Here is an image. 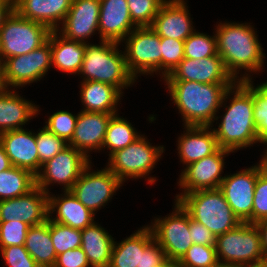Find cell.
Masks as SVG:
<instances>
[{
	"instance_id": "1",
	"label": "cell",
	"mask_w": 267,
	"mask_h": 267,
	"mask_svg": "<svg viewBox=\"0 0 267 267\" xmlns=\"http://www.w3.org/2000/svg\"><path fill=\"white\" fill-rule=\"evenodd\" d=\"M241 81L232 86L234 97L226 106L218 128L212 129L221 149L232 153L236 150L260 143L254 123V86L252 77L245 73ZM235 90V91H234ZM235 92V93H234Z\"/></svg>"
},
{
	"instance_id": "2",
	"label": "cell",
	"mask_w": 267,
	"mask_h": 267,
	"mask_svg": "<svg viewBox=\"0 0 267 267\" xmlns=\"http://www.w3.org/2000/svg\"><path fill=\"white\" fill-rule=\"evenodd\" d=\"M171 100L183 117L184 126H212L216 112L230 98L234 84H203L193 81H165Z\"/></svg>"
},
{
	"instance_id": "3",
	"label": "cell",
	"mask_w": 267,
	"mask_h": 267,
	"mask_svg": "<svg viewBox=\"0 0 267 267\" xmlns=\"http://www.w3.org/2000/svg\"><path fill=\"white\" fill-rule=\"evenodd\" d=\"M217 54L236 81H241L239 71L259 72L265 55L258 35L249 23H221L216 26Z\"/></svg>"
},
{
	"instance_id": "4",
	"label": "cell",
	"mask_w": 267,
	"mask_h": 267,
	"mask_svg": "<svg viewBox=\"0 0 267 267\" xmlns=\"http://www.w3.org/2000/svg\"><path fill=\"white\" fill-rule=\"evenodd\" d=\"M100 42V45L86 43L83 63L78 74L85 76L83 81L106 83L122 92V89L132 86L136 81L126 67L124 52L118 50V42Z\"/></svg>"
},
{
	"instance_id": "5",
	"label": "cell",
	"mask_w": 267,
	"mask_h": 267,
	"mask_svg": "<svg viewBox=\"0 0 267 267\" xmlns=\"http://www.w3.org/2000/svg\"><path fill=\"white\" fill-rule=\"evenodd\" d=\"M175 197L193 220L206 226L216 237L241 223L219 188L179 194Z\"/></svg>"
},
{
	"instance_id": "6",
	"label": "cell",
	"mask_w": 267,
	"mask_h": 267,
	"mask_svg": "<svg viewBox=\"0 0 267 267\" xmlns=\"http://www.w3.org/2000/svg\"><path fill=\"white\" fill-rule=\"evenodd\" d=\"M216 252L221 266H247L267 263L261 237L255 224L241 222L216 237Z\"/></svg>"
},
{
	"instance_id": "7",
	"label": "cell",
	"mask_w": 267,
	"mask_h": 267,
	"mask_svg": "<svg viewBox=\"0 0 267 267\" xmlns=\"http://www.w3.org/2000/svg\"><path fill=\"white\" fill-rule=\"evenodd\" d=\"M50 33L47 26L24 18L13 9L0 30V60L38 49L48 41Z\"/></svg>"
},
{
	"instance_id": "8",
	"label": "cell",
	"mask_w": 267,
	"mask_h": 267,
	"mask_svg": "<svg viewBox=\"0 0 267 267\" xmlns=\"http://www.w3.org/2000/svg\"><path fill=\"white\" fill-rule=\"evenodd\" d=\"M166 255L146 225L120 243L114 242L109 267H157Z\"/></svg>"
},
{
	"instance_id": "9",
	"label": "cell",
	"mask_w": 267,
	"mask_h": 267,
	"mask_svg": "<svg viewBox=\"0 0 267 267\" xmlns=\"http://www.w3.org/2000/svg\"><path fill=\"white\" fill-rule=\"evenodd\" d=\"M146 139L141 135L126 148L109 156L107 168L122 182L128 178L149 176L156 162L160 160L164 147L152 146Z\"/></svg>"
},
{
	"instance_id": "10",
	"label": "cell",
	"mask_w": 267,
	"mask_h": 267,
	"mask_svg": "<svg viewBox=\"0 0 267 267\" xmlns=\"http://www.w3.org/2000/svg\"><path fill=\"white\" fill-rule=\"evenodd\" d=\"M124 40L126 67L135 79L161 71L160 36L151 27H136Z\"/></svg>"
},
{
	"instance_id": "11",
	"label": "cell",
	"mask_w": 267,
	"mask_h": 267,
	"mask_svg": "<svg viewBox=\"0 0 267 267\" xmlns=\"http://www.w3.org/2000/svg\"><path fill=\"white\" fill-rule=\"evenodd\" d=\"M174 205L171 214L163 219H154L149 227L166 258L180 261L193 241L189 233V213L178 201L175 200Z\"/></svg>"
},
{
	"instance_id": "12",
	"label": "cell",
	"mask_w": 267,
	"mask_h": 267,
	"mask_svg": "<svg viewBox=\"0 0 267 267\" xmlns=\"http://www.w3.org/2000/svg\"><path fill=\"white\" fill-rule=\"evenodd\" d=\"M89 164H91L89 158L68 145L55 157L42 164L41 171L36 175V186L47 194H49L47 187L52 183L63 185L64 191H70Z\"/></svg>"
},
{
	"instance_id": "13",
	"label": "cell",
	"mask_w": 267,
	"mask_h": 267,
	"mask_svg": "<svg viewBox=\"0 0 267 267\" xmlns=\"http://www.w3.org/2000/svg\"><path fill=\"white\" fill-rule=\"evenodd\" d=\"M4 64V79L7 87H21L37 82L44 77L52 65L51 33L48 41L31 52L6 58Z\"/></svg>"
},
{
	"instance_id": "14",
	"label": "cell",
	"mask_w": 267,
	"mask_h": 267,
	"mask_svg": "<svg viewBox=\"0 0 267 267\" xmlns=\"http://www.w3.org/2000/svg\"><path fill=\"white\" fill-rule=\"evenodd\" d=\"M91 170L89 164L79 176L70 190L73 195L90 211L95 214L109 200L120 186L122 182L107 167L95 172Z\"/></svg>"
},
{
	"instance_id": "15",
	"label": "cell",
	"mask_w": 267,
	"mask_h": 267,
	"mask_svg": "<svg viewBox=\"0 0 267 267\" xmlns=\"http://www.w3.org/2000/svg\"><path fill=\"white\" fill-rule=\"evenodd\" d=\"M259 172L258 165H254L232 175H226L220 184L219 189L241 222L252 224L253 196Z\"/></svg>"
},
{
	"instance_id": "16",
	"label": "cell",
	"mask_w": 267,
	"mask_h": 267,
	"mask_svg": "<svg viewBox=\"0 0 267 267\" xmlns=\"http://www.w3.org/2000/svg\"><path fill=\"white\" fill-rule=\"evenodd\" d=\"M163 79L164 81H193L203 84H235L237 82L228 72L218 54L201 59L184 57Z\"/></svg>"
},
{
	"instance_id": "17",
	"label": "cell",
	"mask_w": 267,
	"mask_h": 267,
	"mask_svg": "<svg viewBox=\"0 0 267 267\" xmlns=\"http://www.w3.org/2000/svg\"><path fill=\"white\" fill-rule=\"evenodd\" d=\"M231 151L219 148L215 153L193 162L183 169L178 185L184 189L181 194L220 187L224 169V157Z\"/></svg>"
},
{
	"instance_id": "18",
	"label": "cell",
	"mask_w": 267,
	"mask_h": 267,
	"mask_svg": "<svg viewBox=\"0 0 267 267\" xmlns=\"http://www.w3.org/2000/svg\"><path fill=\"white\" fill-rule=\"evenodd\" d=\"M48 218V194L37 186L25 195L0 200V222L16 220L36 226Z\"/></svg>"
},
{
	"instance_id": "19",
	"label": "cell",
	"mask_w": 267,
	"mask_h": 267,
	"mask_svg": "<svg viewBox=\"0 0 267 267\" xmlns=\"http://www.w3.org/2000/svg\"><path fill=\"white\" fill-rule=\"evenodd\" d=\"M99 12L100 0H72L63 27L57 32L66 39L87 43L96 30L99 34Z\"/></svg>"
},
{
	"instance_id": "20",
	"label": "cell",
	"mask_w": 267,
	"mask_h": 267,
	"mask_svg": "<svg viewBox=\"0 0 267 267\" xmlns=\"http://www.w3.org/2000/svg\"><path fill=\"white\" fill-rule=\"evenodd\" d=\"M113 114L101 112L78 113L73 137L68 145L76 148L87 158L91 150H101L109 121Z\"/></svg>"
},
{
	"instance_id": "21",
	"label": "cell",
	"mask_w": 267,
	"mask_h": 267,
	"mask_svg": "<svg viewBox=\"0 0 267 267\" xmlns=\"http://www.w3.org/2000/svg\"><path fill=\"white\" fill-rule=\"evenodd\" d=\"M189 14L184 0H166L150 27L160 37L185 41L195 31Z\"/></svg>"
},
{
	"instance_id": "22",
	"label": "cell",
	"mask_w": 267,
	"mask_h": 267,
	"mask_svg": "<svg viewBox=\"0 0 267 267\" xmlns=\"http://www.w3.org/2000/svg\"><path fill=\"white\" fill-rule=\"evenodd\" d=\"M0 141L12 166L26 169L35 176L39 173V155L34 132L26 129L2 132Z\"/></svg>"
},
{
	"instance_id": "23",
	"label": "cell",
	"mask_w": 267,
	"mask_h": 267,
	"mask_svg": "<svg viewBox=\"0 0 267 267\" xmlns=\"http://www.w3.org/2000/svg\"><path fill=\"white\" fill-rule=\"evenodd\" d=\"M136 27L130 17L127 0H100V40L121 43Z\"/></svg>"
},
{
	"instance_id": "24",
	"label": "cell",
	"mask_w": 267,
	"mask_h": 267,
	"mask_svg": "<svg viewBox=\"0 0 267 267\" xmlns=\"http://www.w3.org/2000/svg\"><path fill=\"white\" fill-rule=\"evenodd\" d=\"M71 3L72 0H13V9L22 17L41 23L51 31H57L70 10Z\"/></svg>"
},
{
	"instance_id": "25",
	"label": "cell",
	"mask_w": 267,
	"mask_h": 267,
	"mask_svg": "<svg viewBox=\"0 0 267 267\" xmlns=\"http://www.w3.org/2000/svg\"><path fill=\"white\" fill-rule=\"evenodd\" d=\"M185 127L186 133L178 138L177 150L180 162L186 166L215 153L220 148L212 126Z\"/></svg>"
},
{
	"instance_id": "26",
	"label": "cell",
	"mask_w": 267,
	"mask_h": 267,
	"mask_svg": "<svg viewBox=\"0 0 267 267\" xmlns=\"http://www.w3.org/2000/svg\"><path fill=\"white\" fill-rule=\"evenodd\" d=\"M63 192L62 197L48 194L49 219L79 230L93 224L95 214L86 208L71 191ZM54 212L57 214L55 218L52 217Z\"/></svg>"
},
{
	"instance_id": "27",
	"label": "cell",
	"mask_w": 267,
	"mask_h": 267,
	"mask_svg": "<svg viewBox=\"0 0 267 267\" xmlns=\"http://www.w3.org/2000/svg\"><path fill=\"white\" fill-rule=\"evenodd\" d=\"M39 111L35 104L8 88L0 94V133L23 129Z\"/></svg>"
},
{
	"instance_id": "28",
	"label": "cell",
	"mask_w": 267,
	"mask_h": 267,
	"mask_svg": "<svg viewBox=\"0 0 267 267\" xmlns=\"http://www.w3.org/2000/svg\"><path fill=\"white\" fill-rule=\"evenodd\" d=\"M80 93L85 107L81 111L113 115L117 113V105L123 94L117 87L98 81H82Z\"/></svg>"
},
{
	"instance_id": "29",
	"label": "cell",
	"mask_w": 267,
	"mask_h": 267,
	"mask_svg": "<svg viewBox=\"0 0 267 267\" xmlns=\"http://www.w3.org/2000/svg\"><path fill=\"white\" fill-rule=\"evenodd\" d=\"M113 237L95 222L81 230V248L91 267H109Z\"/></svg>"
},
{
	"instance_id": "30",
	"label": "cell",
	"mask_w": 267,
	"mask_h": 267,
	"mask_svg": "<svg viewBox=\"0 0 267 267\" xmlns=\"http://www.w3.org/2000/svg\"><path fill=\"white\" fill-rule=\"evenodd\" d=\"M85 50L86 43L66 39L57 31H51L52 65L55 68L69 74L79 73Z\"/></svg>"
},
{
	"instance_id": "31",
	"label": "cell",
	"mask_w": 267,
	"mask_h": 267,
	"mask_svg": "<svg viewBox=\"0 0 267 267\" xmlns=\"http://www.w3.org/2000/svg\"><path fill=\"white\" fill-rule=\"evenodd\" d=\"M24 246L39 267L54 266L57 254L51 241L49 218L40 225L29 227Z\"/></svg>"
},
{
	"instance_id": "32",
	"label": "cell",
	"mask_w": 267,
	"mask_h": 267,
	"mask_svg": "<svg viewBox=\"0 0 267 267\" xmlns=\"http://www.w3.org/2000/svg\"><path fill=\"white\" fill-rule=\"evenodd\" d=\"M36 186V176L30 171L12 166L0 172V200L27 194Z\"/></svg>"
},
{
	"instance_id": "33",
	"label": "cell",
	"mask_w": 267,
	"mask_h": 267,
	"mask_svg": "<svg viewBox=\"0 0 267 267\" xmlns=\"http://www.w3.org/2000/svg\"><path fill=\"white\" fill-rule=\"evenodd\" d=\"M139 135L136 129L133 127L129 121L125 120L116 113L111 116L109 121L105 140L102 146L103 148H108L110 150L109 156L137 140Z\"/></svg>"
},
{
	"instance_id": "34",
	"label": "cell",
	"mask_w": 267,
	"mask_h": 267,
	"mask_svg": "<svg viewBox=\"0 0 267 267\" xmlns=\"http://www.w3.org/2000/svg\"><path fill=\"white\" fill-rule=\"evenodd\" d=\"M217 54L215 34L209 36L195 31L184 41V57L190 59H201L212 57Z\"/></svg>"
},
{
	"instance_id": "35",
	"label": "cell",
	"mask_w": 267,
	"mask_h": 267,
	"mask_svg": "<svg viewBox=\"0 0 267 267\" xmlns=\"http://www.w3.org/2000/svg\"><path fill=\"white\" fill-rule=\"evenodd\" d=\"M51 241L56 254L81 247V230L50 220Z\"/></svg>"
},
{
	"instance_id": "36",
	"label": "cell",
	"mask_w": 267,
	"mask_h": 267,
	"mask_svg": "<svg viewBox=\"0 0 267 267\" xmlns=\"http://www.w3.org/2000/svg\"><path fill=\"white\" fill-rule=\"evenodd\" d=\"M181 267H220L214 245L192 244L179 261Z\"/></svg>"
},
{
	"instance_id": "37",
	"label": "cell",
	"mask_w": 267,
	"mask_h": 267,
	"mask_svg": "<svg viewBox=\"0 0 267 267\" xmlns=\"http://www.w3.org/2000/svg\"><path fill=\"white\" fill-rule=\"evenodd\" d=\"M166 0H127L132 22L137 27H150Z\"/></svg>"
},
{
	"instance_id": "38",
	"label": "cell",
	"mask_w": 267,
	"mask_h": 267,
	"mask_svg": "<svg viewBox=\"0 0 267 267\" xmlns=\"http://www.w3.org/2000/svg\"><path fill=\"white\" fill-rule=\"evenodd\" d=\"M35 139L39 155V172L41 171L42 164L55 157L68 146V143L64 139L56 136L46 127H43L39 132L35 133Z\"/></svg>"
},
{
	"instance_id": "39",
	"label": "cell",
	"mask_w": 267,
	"mask_h": 267,
	"mask_svg": "<svg viewBox=\"0 0 267 267\" xmlns=\"http://www.w3.org/2000/svg\"><path fill=\"white\" fill-rule=\"evenodd\" d=\"M161 72L166 77L184 58V41L160 37ZM164 70V71H163Z\"/></svg>"
},
{
	"instance_id": "40",
	"label": "cell",
	"mask_w": 267,
	"mask_h": 267,
	"mask_svg": "<svg viewBox=\"0 0 267 267\" xmlns=\"http://www.w3.org/2000/svg\"><path fill=\"white\" fill-rule=\"evenodd\" d=\"M254 123L259 142L267 145V81L254 86Z\"/></svg>"
},
{
	"instance_id": "41",
	"label": "cell",
	"mask_w": 267,
	"mask_h": 267,
	"mask_svg": "<svg viewBox=\"0 0 267 267\" xmlns=\"http://www.w3.org/2000/svg\"><path fill=\"white\" fill-rule=\"evenodd\" d=\"M77 117L78 114L74 116L69 111H57L49 116L44 127L69 143L73 137Z\"/></svg>"
},
{
	"instance_id": "42",
	"label": "cell",
	"mask_w": 267,
	"mask_h": 267,
	"mask_svg": "<svg viewBox=\"0 0 267 267\" xmlns=\"http://www.w3.org/2000/svg\"><path fill=\"white\" fill-rule=\"evenodd\" d=\"M29 227L22 221L0 222V249L12 245H25Z\"/></svg>"
},
{
	"instance_id": "43",
	"label": "cell",
	"mask_w": 267,
	"mask_h": 267,
	"mask_svg": "<svg viewBox=\"0 0 267 267\" xmlns=\"http://www.w3.org/2000/svg\"><path fill=\"white\" fill-rule=\"evenodd\" d=\"M267 218V177L258 173L252 208V224Z\"/></svg>"
},
{
	"instance_id": "44",
	"label": "cell",
	"mask_w": 267,
	"mask_h": 267,
	"mask_svg": "<svg viewBox=\"0 0 267 267\" xmlns=\"http://www.w3.org/2000/svg\"><path fill=\"white\" fill-rule=\"evenodd\" d=\"M5 265L9 267H39L24 245H12L0 249Z\"/></svg>"
},
{
	"instance_id": "45",
	"label": "cell",
	"mask_w": 267,
	"mask_h": 267,
	"mask_svg": "<svg viewBox=\"0 0 267 267\" xmlns=\"http://www.w3.org/2000/svg\"><path fill=\"white\" fill-rule=\"evenodd\" d=\"M53 267H91L81 247L67 250L57 255Z\"/></svg>"
},
{
	"instance_id": "46",
	"label": "cell",
	"mask_w": 267,
	"mask_h": 267,
	"mask_svg": "<svg viewBox=\"0 0 267 267\" xmlns=\"http://www.w3.org/2000/svg\"><path fill=\"white\" fill-rule=\"evenodd\" d=\"M189 233L193 244L216 245V236L203 224L193 220L189 215Z\"/></svg>"
},
{
	"instance_id": "47",
	"label": "cell",
	"mask_w": 267,
	"mask_h": 267,
	"mask_svg": "<svg viewBox=\"0 0 267 267\" xmlns=\"http://www.w3.org/2000/svg\"><path fill=\"white\" fill-rule=\"evenodd\" d=\"M255 225L257 226L260 233L262 250L267 262V218L255 223Z\"/></svg>"
},
{
	"instance_id": "48",
	"label": "cell",
	"mask_w": 267,
	"mask_h": 267,
	"mask_svg": "<svg viewBox=\"0 0 267 267\" xmlns=\"http://www.w3.org/2000/svg\"><path fill=\"white\" fill-rule=\"evenodd\" d=\"M12 10H13V0H6L0 6V30L3 26L4 20L11 13Z\"/></svg>"
},
{
	"instance_id": "49",
	"label": "cell",
	"mask_w": 267,
	"mask_h": 267,
	"mask_svg": "<svg viewBox=\"0 0 267 267\" xmlns=\"http://www.w3.org/2000/svg\"><path fill=\"white\" fill-rule=\"evenodd\" d=\"M12 167L9 157L6 155L5 149L0 141V172L8 170Z\"/></svg>"
},
{
	"instance_id": "50",
	"label": "cell",
	"mask_w": 267,
	"mask_h": 267,
	"mask_svg": "<svg viewBox=\"0 0 267 267\" xmlns=\"http://www.w3.org/2000/svg\"><path fill=\"white\" fill-rule=\"evenodd\" d=\"M8 89L5 79H4V64L0 60V94Z\"/></svg>"
},
{
	"instance_id": "51",
	"label": "cell",
	"mask_w": 267,
	"mask_h": 267,
	"mask_svg": "<svg viewBox=\"0 0 267 267\" xmlns=\"http://www.w3.org/2000/svg\"><path fill=\"white\" fill-rule=\"evenodd\" d=\"M264 156L262 160L259 162L258 167L260 169V173L267 177V150L264 152Z\"/></svg>"
},
{
	"instance_id": "52",
	"label": "cell",
	"mask_w": 267,
	"mask_h": 267,
	"mask_svg": "<svg viewBox=\"0 0 267 267\" xmlns=\"http://www.w3.org/2000/svg\"><path fill=\"white\" fill-rule=\"evenodd\" d=\"M157 267H181L179 261L166 259Z\"/></svg>"
},
{
	"instance_id": "53",
	"label": "cell",
	"mask_w": 267,
	"mask_h": 267,
	"mask_svg": "<svg viewBox=\"0 0 267 267\" xmlns=\"http://www.w3.org/2000/svg\"><path fill=\"white\" fill-rule=\"evenodd\" d=\"M234 267H266V263L265 264H259V265L234 266Z\"/></svg>"
},
{
	"instance_id": "54",
	"label": "cell",
	"mask_w": 267,
	"mask_h": 267,
	"mask_svg": "<svg viewBox=\"0 0 267 267\" xmlns=\"http://www.w3.org/2000/svg\"><path fill=\"white\" fill-rule=\"evenodd\" d=\"M6 0H0V6L5 2Z\"/></svg>"
}]
</instances>
